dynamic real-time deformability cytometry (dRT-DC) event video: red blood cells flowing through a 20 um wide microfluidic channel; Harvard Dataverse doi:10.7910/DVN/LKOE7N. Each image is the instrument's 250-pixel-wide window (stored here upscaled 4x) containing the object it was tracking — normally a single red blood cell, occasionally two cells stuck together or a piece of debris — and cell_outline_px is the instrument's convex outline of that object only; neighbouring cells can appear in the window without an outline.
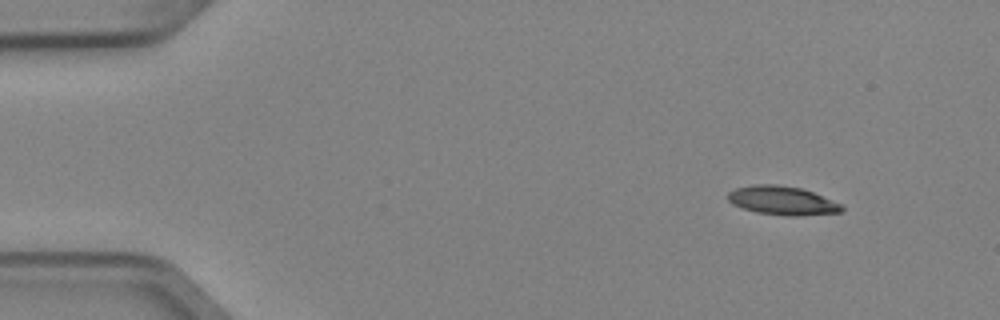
{"species": "Egyptian fruit bat (a non-hibernating species)", "species_latin": "Rousettus aegyptiacus", "temperature_condition": "cold", "stored_images_in_passage": 3, "camera_frame_rate_fps": 3000, "um_per_image_px": 0.085, "animal": {"sex": "female"}, "frame": {"image": 1, "passage_image": 1, "time_ms": 0.0, "image_size_px": [1000, 320], "cell_outline_px": [[844, 208], [840, 212], [800, 216], [788, 216], [756, 212], [740, 208], [732, 204], [728, 200], [728, 192], [736, 188], [752, 184], [776, 184], [800, 188], [812, 192], [840, 204]], "centroid_in_image_um": [66.44, 17.05], "position_along_channel_um": 18.6, "area_um2": 19.02}}